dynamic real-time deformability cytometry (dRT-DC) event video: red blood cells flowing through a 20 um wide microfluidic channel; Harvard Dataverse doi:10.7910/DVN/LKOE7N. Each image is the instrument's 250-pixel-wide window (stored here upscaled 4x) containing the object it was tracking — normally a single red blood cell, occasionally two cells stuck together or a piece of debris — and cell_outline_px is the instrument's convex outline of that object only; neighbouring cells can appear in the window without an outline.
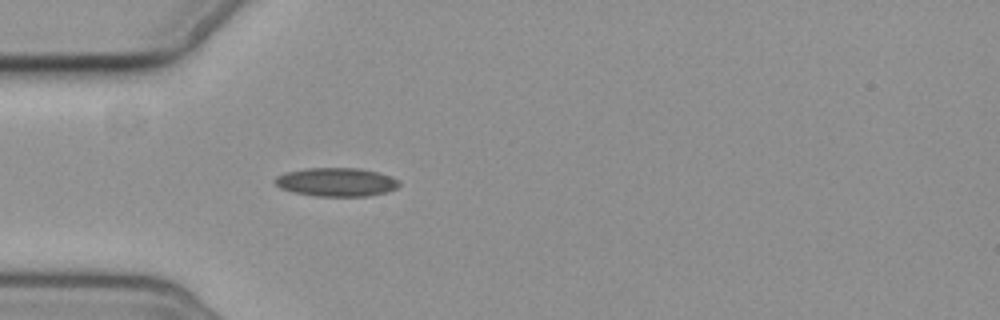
{"species": "common noctule bat (a hibernating species)", "species_latin": "Nyctalus noctula", "temperature_condition": "cold", "stored_images_in_passage": 5, "camera_frame_rate_fps": 3000, "um_per_image_px": 0.085, "animal": {"sex": "female", "body_mass_g": 19.3, "forearm_length_mm": 54.1}, "frame": {"image": 1, "passage_image": 5, "time_ms": 4.667, "image_size_px": [1000, 320], "cell_outline_px": [[400, 184], [396, 188], [388, 192], [368, 196], [316, 196], [292, 192], [280, 188], [272, 180], [276, 176], [284, 172], [308, 168], [360, 168], [392, 176], [400, 180]], "centroid_in_image_um": [28.59, 15.47], "position_along_channel_um": 56.4, "area_um2": 20.92}}